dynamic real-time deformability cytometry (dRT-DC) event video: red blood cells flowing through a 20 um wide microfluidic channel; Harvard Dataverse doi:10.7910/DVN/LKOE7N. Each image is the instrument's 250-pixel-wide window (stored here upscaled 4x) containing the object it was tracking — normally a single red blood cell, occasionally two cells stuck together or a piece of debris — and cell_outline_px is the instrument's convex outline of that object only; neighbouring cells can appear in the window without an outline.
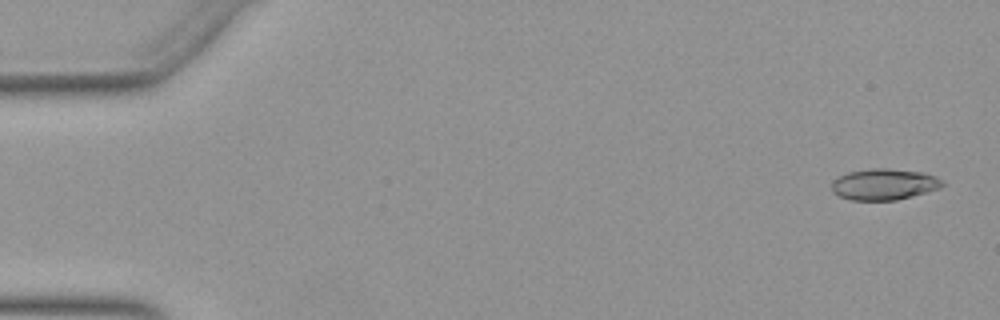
{"species": "Egyptian fruit bat (a non-hibernating species)", "species_latin": "Rousettus aegyptiacus", "temperature_condition": "warm", "stored_images_in_passage": 52, "camera_frame_rate_fps": 3000, "um_per_image_px": 0.085, "animal": {"sex": "female"}, "frame": {"image": 1, "passage_image": 2, "time_ms": 0.333, "image_size_px": [1000, 320], "cell_outline_px": [[944, 184], [940, 188], [912, 196], [896, 200], [852, 200], [840, 196], [832, 192], [832, 180], [848, 172], [872, 168], [888, 168], [924, 172], [936, 176], [944, 180]], "centroid_in_image_um": [75.17, 15.66], "position_along_channel_um": 9.8, "area_um2": 20.23}}
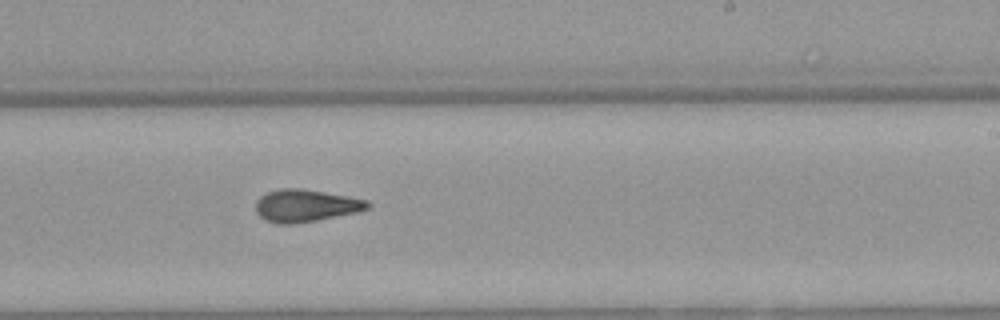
{"frame": {"image": 2, "passage_image": 32, "time_ms": 10.333, "image_size_px": [1000, 320], "cell_outline_px": [[372, 204], [368, 208], [360, 212], [296, 224], [276, 224], [264, 220], [256, 212], [256, 200], [260, 196], [268, 192], [280, 188], [300, 188], [348, 196], [368, 200]], "centroid_in_image_um": [25.99, 17.49], "position_along_channel_um": 263.0, "area_um2": 21.39}}
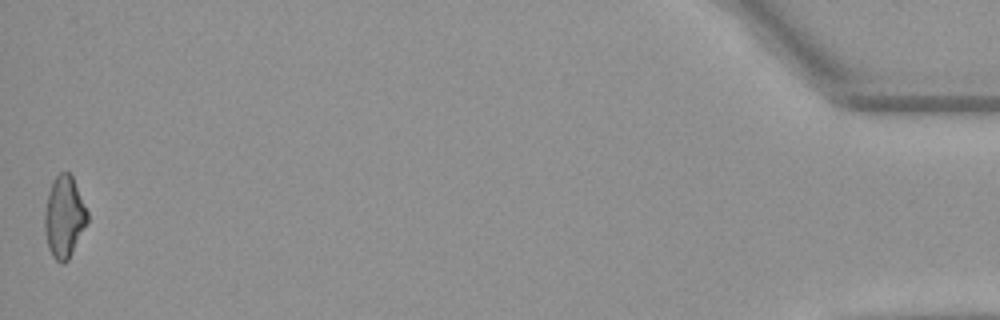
{"frame": {"image": 3, "passage_image": 52, "time_ms": 17.0, "image_size_px": [1000, 320], "cell_outline_px": [[88, 220], [68, 260], [64, 264], [60, 264], [52, 256], [48, 248], [44, 232], [44, 212], [48, 192], [52, 180], [60, 172], [68, 172], [72, 176], [88, 212]], "centroid_in_image_um": [5.43, 18.44], "position_along_channel_um": 429.8, "area_um2": 20.35}, "authors_computed_cell_mechanics": {"area_um2": 20.519, "velocity_mm_per_s": 3.9353, "shape_relaxation_time_tau1_ms": null, "shape_relaxation_time_tau2_ms": 3.2058, "deformation_change_tau1": null, "deformation_change_tau2": 0.1193}}